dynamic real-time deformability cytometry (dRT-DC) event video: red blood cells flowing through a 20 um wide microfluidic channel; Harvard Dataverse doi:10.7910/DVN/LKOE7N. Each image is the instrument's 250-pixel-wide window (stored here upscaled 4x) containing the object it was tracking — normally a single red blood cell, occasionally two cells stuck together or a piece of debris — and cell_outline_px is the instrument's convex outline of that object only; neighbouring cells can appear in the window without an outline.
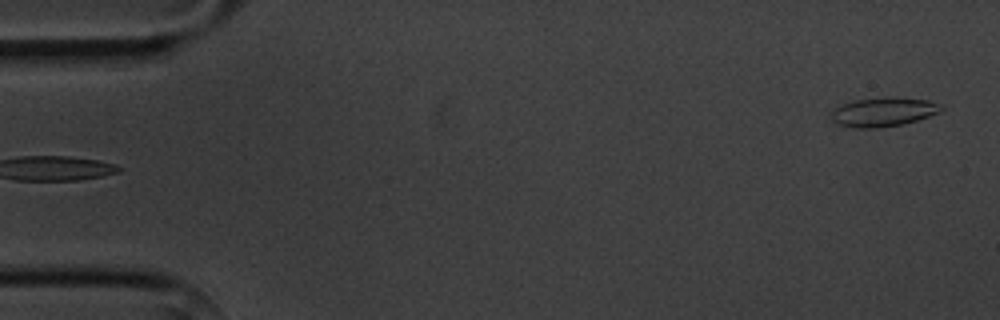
{"species": "common noctule bat (a hibernating species)", "species_latin": "Nyctalus noctula", "temperature_condition": "cold", "stored_images_in_passage": 4, "camera_frame_rate_fps": 3000, "um_per_image_px": 0.085, "animal": {"sex": "male", "body_mass_g": 20.1, "forearm_length_mm": 53.5}, "frame": {"image": 1, "passage_image": 4, "time_ms": 3.333, "image_size_px": [1000, 320], "cell_outline_px": [[944, 108], [940, 112], [904, 124], [876, 128], [856, 128], [836, 124], [832, 120], [828, 112], [852, 100], [884, 96], [896, 96], [928, 100], [944, 104]], "centroid_in_image_um": [75.09, 9.49], "position_along_channel_um": 9.9, "area_um2": 19.13}}